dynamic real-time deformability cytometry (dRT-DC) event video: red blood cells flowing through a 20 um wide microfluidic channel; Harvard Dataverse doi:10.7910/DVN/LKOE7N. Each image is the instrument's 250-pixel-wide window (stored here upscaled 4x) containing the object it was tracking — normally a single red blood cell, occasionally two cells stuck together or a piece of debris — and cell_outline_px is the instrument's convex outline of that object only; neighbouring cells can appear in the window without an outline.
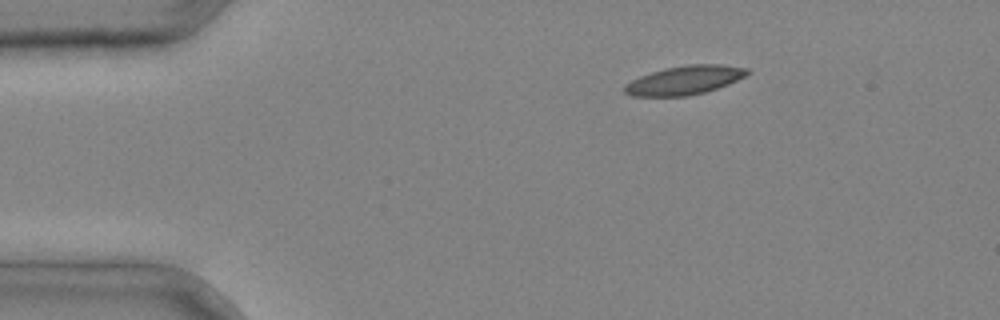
{"species": "common noctule bat (a hibernating species)", "species_latin": "Nyctalus noctula", "temperature_condition": "cold", "stored_images_in_passage": 2, "camera_frame_rate_fps": 3000, "um_per_image_px": 0.085, "animal": {"sex": "male", "body_mass_g": 20.4}, "frame": {"image": 1, "passage_image": 1, "time_ms": 0.0, "image_size_px": [1000, 320], "cell_outline_px": [[752, 72], [728, 84], [704, 92], [688, 96], [632, 96], [624, 92], [624, 84], [640, 76], [664, 68], [688, 64], [720, 64], [748, 68]], "centroid_in_image_um": [58.18, 6.81], "position_along_channel_um": 26.8, "area_um2": 20.58}}